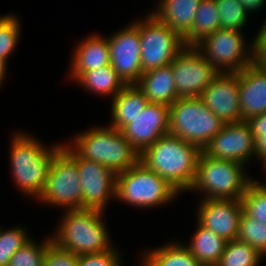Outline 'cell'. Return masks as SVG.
Listing matches in <instances>:
<instances>
[{
	"label": "cell",
	"mask_w": 266,
	"mask_h": 266,
	"mask_svg": "<svg viewBox=\"0 0 266 266\" xmlns=\"http://www.w3.org/2000/svg\"><path fill=\"white\" fill-rule=\"evenodd\" d=\"M63 213L51 236L57 247L79 256L104 252L114 246L103 219L106 212L77 209L63 210Z\"/></svg>",
	"instance_id": "3957f363"
},
{
	"label": "cell",
	"mask_w": 266,
	"mask_h": 266,
	"mask_svg": "<svg viewBox=\"0 0 266 266\" xmlns=\"http://www.w3.org/2000/svg\"><path fill=\"white\" fill-rule=\"evenodd\" d=\"M239 98V72L219 73L200 96L224 124L242 121Z\"/></svg>",
	"instance_id": "e0dca14e"
},
{
	"label": "cell",
	"mask_w": 266,
	"mask_h": 266,
	"mask_svg": "<svg viewBox=\"0 0 266 266\" xmlns=\"http://www.w3.org/2000/svg\"><path fill=\"white\" fill-rule=\"evenodd\" d=\"M148 15V16H147ZM139 20L142 72L167 66L186 47L183 38L151 12Z\"/></svg>",
	"instance_id": "30bf717a"
},
{
	"label": "cell",
	"mask_w": 266,
	"mask_h": 266,
	"mask_svg": "<svg viewBox=\"0 0 266 266\" xmlns=\"http://www.w3.org/2000/svg\"><path fill=\"white\" fill-rule=\"evenodd\" d=\"M74 81L84 90L112 99L126 86L111 65L84 71Z\"/></svg>",
	"instance_id": "d4e9b609"
},
{
	"label": "cell",
	"mask_w": 266,
	"mask_h": 266,
	"mask_svg": "<svg viewBox=\"0 0 266 266\" xmlns=\"http://www.w3.org/2000/svg\"><path fill=\"white\" fill-rule=\"evenodd\" d=\"M223 126V121L200 97H180L169 106V133L201 150Z\"/></svg>",
	"instance_id": "52a82bcc"
},
{
	"label": "cell",
	"mask_w": 266,
	"mask_h": 266,
	"mask_svg": "<svg viewBox=\"0 0 266 266\" xmlns=\"http://www.w3.org/2000/svg\"><path fill=\"white\" fill-rule=\"evenodd\" d=\"M219 10L215 0H202L197 8L191 30L183 37L185 46H195L204 37L220 28Z\"/></svg>",
	"instance_id": "484cf974"
},
{
	"label": "cell",
	"mask_w": 266,
	"mask_h": 266,
	"mask_svg": "<svg viewBox=\"0 0 266 266\" xmlns=\"http://www.w3.org/2000/svg\"><path fill=\"white\" fill-rule=\"evenodd\" d=\"M25 133L18 131L10 137V173L19 192L38 199L45 186L50 164L62 144L58 142L49 147L34 135Z\"/></svg>",
	"instance_id": "7a4b0ae2"
},
{
	"label": "cell",
	"mask_w": 266,
	"mask_h": 266,
	"mask_svg": "<svg viewBox=\"0 0 266 266\" xmlns=\"http://www.w3.org/2000/svg\"><path fill=\"white\" fill-rule=\"evenodd\" d=\"M145 252L139 260L140 266H203L179 241H170Z\"/></svg>",
	"instance_id": "cb8c5ba5"
},
{
	"label": "cell",
	"mask_w": 266,
	"mask_h": 266,
	"mask_svg": "<svg viewBox=\"0 0 266 266\" xmlns=\"http://www.w3.org/2000/svg\"><path fill=\"white\" fill-rule=\"evenodd\" d=\"M51 243V236H46L40 244L31 239L13 254L8 266H43L46 249Z\"/></svg>",
	"instance_id": "1f68e13d"
},
{
	"label": "cell",
	"mask_w": 266,
	"mask_h": 266,
	"mask_svg": "<svg viewBox=\"0 0 266 266\" xmlns=\"http://www.w3.org/2000/svg\"><path fill=\"white\" fill-rule=\"evenodd\" d=\"M245 167L239 162L211 158L202 151L189 191L203 193L201 199H242L253 179Z\"/></svg>",
	"instance_id": "8992f818"
},
{
	"label": "cell",
	"mask_w": 266,
	"mask_h": 266,
	"mask_svg": "<svg viewBox=\"0 0 266 266\" xmlns=\"http://www.w3.org/2000/svg\"><path fill=\"white\" fill-rule=\"evenodd\" d=\"M179 194L140 160L116 177V201H122L136 209L164 206L174 201Z\"/></svg>",
	"instance_id": "5b68a950"
},
{
	"label": "cell",
	"mask_w": 266,
	"mask_h": 266,
	"mask_svg": "<svg viewBox=\"0 0 266 266\" xmlns=\"http://www.w3.org/2000/svg\"><path fill=\"white\" fill-rule=\"evenodd\" d=\"M171 65L179 98L200 97L204 89L219 74L194 46H186Z\"/></svg>",
	"instance_id": "8fae6325"
},
{
	"label": "cell",
	"mask_w": 266,
	"mask_h": 266,
	"mask_svg": "<svg viewBox=\"0 0 266 266\" xmlns=\"http://www.w3.org/2000/svg\"><path fill=\"white\" fill-rule=\"evenodd\" d=\"M201 152L196 145L167 133L140 155V161L182 194L193 185Z\"/></svg>",
	"instance_id": "6da1fadb"
},
{
	"label": "cell",
	"mask_w": 266,
	"mask_h": 266,
	"mask_svg": "<svg viewBox=\"0 0 266 266\" xmlns=\"http://www.w3.org/2000/svg\"><path fill=\"white\" fill-rule=\"evenodd\" d=\"M83 190L77 168V153L66 143L56 151L45 186L37 199L67 210L82 209Z\"/></svg>",
	"instance_id": "ba28073f"
},
{
	"label": "cell",
	"mask_w": 266,
	"mask_h": 266,
	"mask_svg": "<svg viewBox=\"0 0 266 266\" xmlns=\"http://www.w3.org/2000/svg\"><path fill=\"white\" fill-rule=\"evenodd\" d=\"M202 151L211 158L246 166L255 158L254 136L246 121L226 123Z\"/></svg>",
	"instance_id": "5bb4252c"
},
{
	"label": "cell",
	"mask_w": 266,
	"mask_h": 266,
	"mask_svg": "<svg viewBox=\"0 0 266 266\" xmlns=\"http://www.w3.org/2000/svg\"><path fill=\"white\" fill-rule=\"evenodd\" d=\"M202 0H157L151 13L182 38L191 30Z\"/></svg>",
	"instance_id": "ffe728a7"
},
{
	"label": "cell",
	"mask_w": 266,
	"mask_h": 266,
	"mask_svg": "<svg viewBox=\"0 0 266 266\" xmlns=\"http://www.w3.org/2000/svg\"><path fill=\"white\" fill-rule=\"evenodd\" d=\"M121 252L118 247L100 252L78 256L76 266H122Z\"/></svg>",
	"instance_id": "e575fe53"
},
{
	"label": "cell",
	"mask_w": 266,
	"mask_h": 266,
	"mask_svg": "<svg viewBox=\"0 0 266 266\" xmlns=\"http://www.w3.org/2000/svg\"><path fill=\"white\" fill-rule=\"evenodd\" d=\"M121 133L141 155L161 136L169 133V106L162 103H148Z\"/></svg>",
	"instance_id": "2e32d148"
},
{
	"label": "cell",
	"mask_w": 266,
	"mask_h": 266,
	"mask_svg": "<svg viewBox=\"0 0 266 266\" xmlns=\"http://www.w3.org/2000/svg\"><path fill=\"white\" fill-rule=\"evenodd\" d=\"M215 2L220 14V28L243 32L249 16L243 5L238 0H215Z\"/></svg>",
	"instance_id": "4dcf8cb0"
},
{
	"label": "cell",
	"mask_w": 266,
	"mask_h": 266,
	"mask_svg": "<svg viewBox=\"0 0 266 266\" xmlns=\"http://www.w3.org/2000/svg\"><path fill=\"white\" fill-rule=\"evenodd\" d=\"M262 62L266 65V58Z\"/></svg>",
	"instance_id": "60d3db41"
},
{
	"label": "cell",
	"mask_w": 266,
	"mask_h": 266,
	"mask_svg": "<svg viewBox=\"0 0 266 266\" xmlns=\"http://www.w3.org/2000/svg\"><path fill=\"white\" fill-rule=\"evenodd\" d=\"M77 168L83 190L82 209L105 212L108 201L116 197L117 174L101 163L89 161L78 154Z\"/></svg>",
	"instance_id": "4fadbf2b"
},
{
	"label": "cell",
	"mask_w": 266,
	"mask_h": 266,
	"mask_svg": "<svg viewBox=\"0 0 266 266\" xmlns=\"http://www.w3.org/2000/svg\"><path fill=\"white\" fill-rule=\"evenodd\" d=\"M149 103H162L170 106L177 96L172 65L159 67L143 73L135 84Z\"/></svg>",
	"instance_id": "44dd1931"
},
{
	"label": "cell",
	"mask_w": 266,
	"mask_h": 266,
	"mask_svg": "<svg viewBox=\"0 0 266 266\" xmlns=\"http://www.w3.org/2000/svg\"><path fill=\"white\" fill-rule=\"evenodd\" d=\"M78 256L57 247L53 242L47 247L43 266H76Z\"/></svg>",
	"instance_id": "d590c367"
},
{
	"label": "cell",
	"mask_w": 266,
	"mask_h": 266,
	"mask_svg": "<svg viewBox=\"0 0 266 266\" xmlns=\"http://www.w3.org/2000/svg\"><path fill=\"white\" fill-rule=\"evenodd\" d=\"M243 210L241 199H201L196 220L226 241L236 240Z\"/></svg>",
	"instance_id": "9a60e30c"
},
{
	"label": "cell",
	"mask_w": 266,
	"mask_h": 266,
	"mask_svg": "<svg viewBox=\"0 0 266 266\" xmlns=\"http://www.w3.org/2000/svg\"><path fill=\"white\" fill-rule=\"evenodd\" d=\"M241 120L266 112V65L255 61L239 72Z\"/></svg>",
	"instance_id": "ac0fdd59"
},
{
	"label": "cell",
	"mask_w": 266,
	"mask_h": 266,
	"mask_svg": "<svg viewBox=\"0 0 266 266\" xmlns=\"http://www.w3.org/2000/svg\"><path fill=\"white\" fill-rule=\"evenodd\" d=\"M111 123L109 126L121 131L130 124L148 105V100L135 85H126L113 99H111Z\"/></svg>",
	"instance_id": "7402d4cb"
},
{
	"label": "cell",
	"mask_w": 266,
	"mask_h": 266,
	"mask_svg": "<svg viewBox=\"0 0 266 266\" xmlns=\"http://www.w3.org/2000/svg\"><path fill=\"white\" fill-rule=\"evenodd\" d=\"M263 167H264V169H265V171H266V162L263 164ZM266 183V182H265Z\"/></svg>",
	"instance_id": "ab89813d"
},
{
	"label": "cell",
	"mask_w": 266,
	"mask_h": 266,
	"mask_svg": "<svg viewBox=\"0 0 266 266\" xmlns=\"http://www.w3.org/2000/svg\"><path fill=\"white\" fill-rule=\"evenodd\" d=\"M257 250L238 239L227 241L216 266H258L263 259Z\"/></svg>",
	"instance_id": "4316f807"
},
{
	"label": "cell",
	"mask_w": 266,
	"mask_h": 266,
	"mask_svg": "<svg viewBox=\"0 0 266 266\" xmlns=\"http://www.w3.org/2000/svg\"><path fill=\"white\" fill-rule=\"evenodd\" d=\"M70 144L80 157L101 163L116 174L126 171L140 160V154L121 131L109 125H96L82 131L72 138Z\"/></svg>",
	"instance_id": "277c9868"
},
{
	"label": "cell",
	"mask_w": 266,
	"mask_h": 266,
	"mask_svg": "<svg viewBox=\"0 0 266 266\" xmlns=\"http://www.w3.org/2000/svg\"><path fill=\"white\" fill-rule=\"evenodd\" d=\"M238 1L243 5V7L246 9V11L249 14L260 10L262 7H264V4H266V0H238Z\"/></svg>",
	"instance_id": "74e56055"
},
{
	"label": "cell",
	"mask_w": 266,
	"mask_h": 266,
	"mask_svg": "<svg viewBox=\"0 0 266 266\" xmlns=\"http://www.w3.org/2000/svg\"><path fill=\"white\" fill-rule=\"evenodd\" d=\"M237 239L247 243L261 255L266 256V224L249 216L244 210Z\"/></svg>",
	"instance_id": "f546056e"
},
{
	"label": "cell",
	"mask_w": 266,
	"mask_h": 266,
	"mask_svg": "<svg viewBox=\"0 0 266 266\" xmlns=\"http://www.w3.org/2000/svg\"><path fill=\"white\" fill-rule=\"evenodd\" d=\"M262 24V27L256 33V37L253 39L255 59L259 62L266 58V19Z\"/></svg>",
	"instance_id": "8d00e7d4"
},
{
	"label": "cell",
	"mask_w": 266,
	"mask_h": 266,
	"mask_svg": "<svg viewBox=\"0 0 266 266\" xmlns=\"http://www.w3.org/2000/svg\"><path fill=\"white\" fill-rule=\"evenodd\" d=\"M76 46L69 65L70 80L74 81L84 71L110 65L109 44L106 36L93 33L84 40L82 38Z\"/></svg>",
	"instance_id": "d6986e66"
},
{
	"label": "cell",
	"mask_w": 266,
	"mask_h": 266,
	"mask_svg": "<svg viewBox=\"0 0 266 266\" xmlns=\"http://www.w3.org/2000/svg\"><path fill=\"white\" fill-rule=\"evenodd\" d=\"M107 36L110 65L126 85L136 84L143 74L140 56L139 20Z\"/></svg>",
	"instance_id": "7c38bea8"
},
{
	"label": "cell",
	"mask_w": 266,
	"mask_h": 266,
	"mask_svg": "<svg viewBox=\"0 0 266 266\" xmlns=\"http://www.w3.org/2000/svg\"><path fill=\"white\" fill-rule=\"evenodd\" d=\"M242 32L219 28L194 47L219 73H237L256 61L253 42L246 43Z\"/></svg>",
	"instance_id": "9c48e42d"
},
{
	"label": "cell",
	"mask_w": 266,
	"mask_h": 266,
	"mask_svg": "<svg viewBox=\"0 0 266 266\" xmlns=\"http://www.w3.org/2000/svg\"><path fill=\"white\" fill-rule=\"evenodd\" d=\"M254 136L255 158L262 165L266 162V112L256 115L246 121Z\"/></svg>",
	"instance_id": "836d02e7"
},
{
	"label": "cell",
	"mask_w": 266,
	"mask_h": 266,
	"mask_svg": "<svg viewBox=\"0 0 266 266\" xmlns=\"http://www.w3.org/2000/svg\"><path fill=\"white\" fill-rule=\"evenodd\" d=\"M7 67L8 65L0 60V87L3 85V82L5 80V76L7 74Z\"/></svg>",
	"instance_id": "f35d334b"
},
{
	"label": "cell",
	"mask_w": 266,
	"mask_h": 266,
	"mask_svg": "<svg viewBox=\"0 0 266 266\" xmlns=\"http://www.w3.org/2000/svg\"><path fill=\"white\" fill-rule=\"evenodd\" d=\"M24 227H11L3 229L0 227V266H8L13 254L32 238Z\"/></svg>",
	"instance_id": "d6a6232c"
},
{
	"label": "cell",
	"mask_w": 266,
	"mask_h": 266,
	"mask_svg": "<svg viewBox=\"0 0 266 266\" xmlns=\"http://www.w3.org/2000/svg\"><path fill=\"white\" fill-rule=\"evenodd\" d=\"M227 241L197 221L196 230L189 244L184 245L203 266H216Z\"/></svg>",
	"instance_id": "603a6c76"
},
{
	"label": "cell",
	"mask_w": 266,
	"mask_h": 266,
	"mask_svg": "<svg viewBox=\"0 0 266 266\" xmlns=\"http://www.w3.org/2000/svg\"><path fill=\"white\" fill-rule=\"evenodd\" d=\"M17 15H0V60L8 65V58L17 49L21 39V24Z\"/></svg>",
	"instance_id": "83f0119b"
},
{
	"label": "cell",
	"mask_w": 266,
	"mask_h": 266,
	"mask_svg": "<svg viewBox=\"0 0 266 266\" xmlns=\"http://www.w3.org/2000/svg\"><path fill=\"white\" fill-rule=\"evenodd\" d=\"M244 211L251 217L266 224V185L252 179L242 196Z\"/></svg>",
	"instance_id": "f1b7e54d"
}]
</instances>
